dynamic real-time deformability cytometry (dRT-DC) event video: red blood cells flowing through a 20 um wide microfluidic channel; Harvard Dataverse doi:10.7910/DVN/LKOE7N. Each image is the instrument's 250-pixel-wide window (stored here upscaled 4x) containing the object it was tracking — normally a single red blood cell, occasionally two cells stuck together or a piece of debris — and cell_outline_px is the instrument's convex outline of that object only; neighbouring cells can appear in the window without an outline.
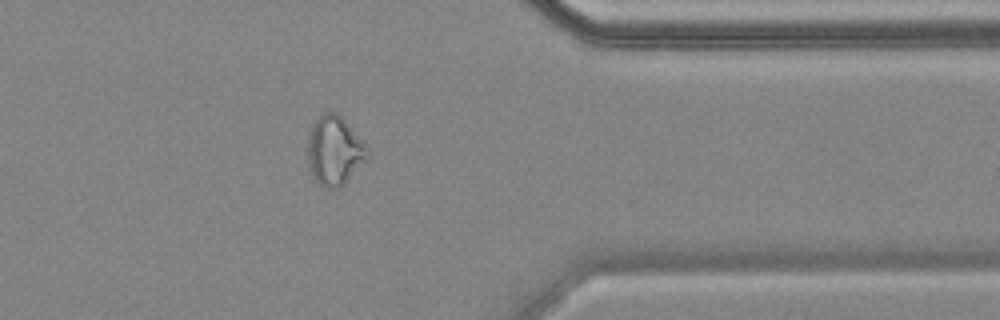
{"species": "common noctule bat (a hibernating species)", "species_latin": "Nyctalus noctula", "temperature_condition": "cold", "stored_images_in_passage": 14, "camera_frame_rate_fps": 3000, "um_per_image_px": 0.085, "animal": {"sex": "female", "body_mass_g": 18.4}, "frame": {"image": 1, "passage_image": 12, "time_ms": 14.0, "image_size_px": [1000, 320], "cell_outline_px": [[368, 156], [344, 184], [340, 188], [328, 188], [320, 184], [316, 180], [308, 164], [308, 136], [316, 120], [320, 116], [328, 112], [336, 112], [344, 120], [368, 148]], "centroid_in_image_um": [28.42, 12.82], "position_along_channel_um": 383.0, "area_um2": 23.29}}